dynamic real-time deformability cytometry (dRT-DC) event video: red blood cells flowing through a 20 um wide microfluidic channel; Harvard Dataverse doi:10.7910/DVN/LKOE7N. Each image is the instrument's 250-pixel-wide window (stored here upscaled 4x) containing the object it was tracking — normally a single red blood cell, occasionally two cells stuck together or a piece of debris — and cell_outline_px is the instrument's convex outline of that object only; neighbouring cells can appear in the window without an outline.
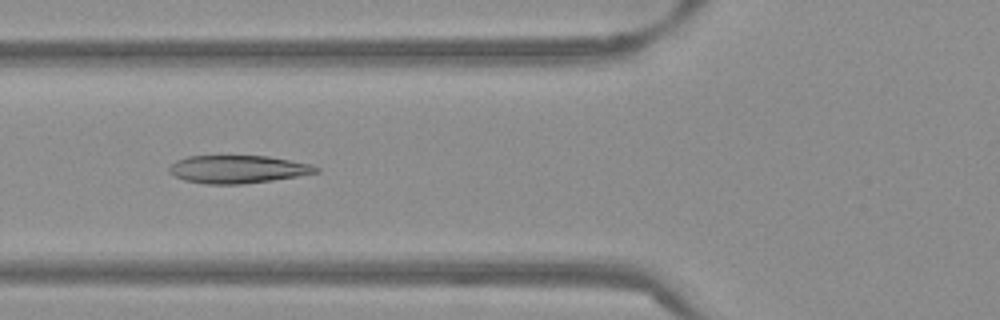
{"species": "Egyptian fruit bat (a non-hibernating species)", "species_latin": "Rousettus aegyptiacus", "temperature_condition": "warm", "stored_images_in_passage": 53, "camera_frame_rate_fps": 3000, "um_per_image_px": 0.085, "frame": {"image": 1, "passage_image": 20, "time_ms": 6.333, "image_size_px": [1000, 320], "cell_outline_px": [[320, 172], [272, 180], [244, 184], [204, 184], [184, 180], [168, 172], [168, 168], [176, 160], [188, 156], [268, 156], [312, 164], [320, 168]], "centroid_in_image_um": [20.21, 14.38], "position_along_channel_um": 105.6, "area_um2": 23.87}}
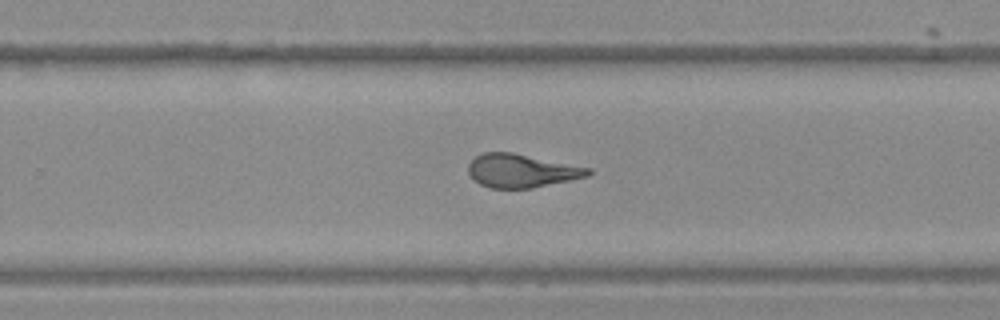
{"frame": {"image": 2, "passage_image": 34, "time_ms": 11.0, "image_size_px": [1000, 320], "cell_outline_px": [[592, 172], [588, 176], [572, 180], [532, 188], [488, 188], [480, 184], [468, 172], [468, 164], [476, 156], [484, 152], [512, 152], [592, 168]], "centroid_in_image_um": [44.35, 14.51], "position_along_channel_um": 285.4, "area_um2": 23.35}}
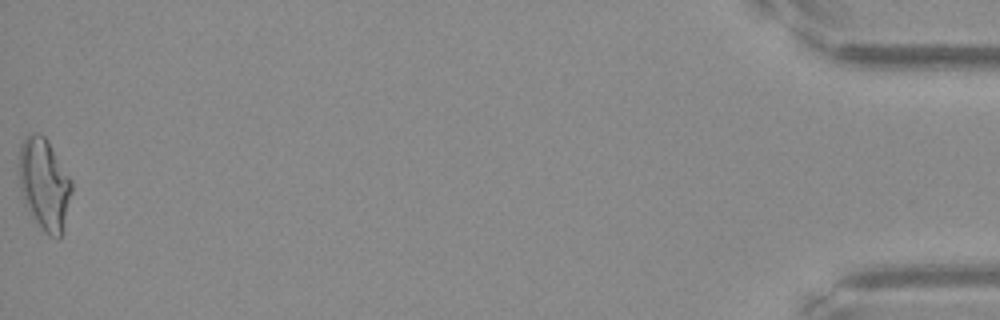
{"frame": {"image": 3, "passage_image": 53, "time_ms": 17.333, "image_size_px": [1000, 320], "cell_outline_px": [[72, 192], [60, 236], [56, 240], [48, 236], [44, 232], [28, 212], [24, 204], [20, 188], [20, 144], [32, 132], [36, 132], [44, 136], [48, 140], [72, 180]], "centroid_in_image_um": [3.77, 15.67], "position_along_channel_um": 431.4, "area_um2": 28.03}, "authors_computed_cell_mechanics": {"area_um2": 24.7962, "velocity_mm_per_s": 3.8515, "shape_relaxation_time_tau1_ms": 8.8895, "shape_relaxation_time_tau2_ms": 1.4422, "deformation_change_tau1": 0.2565, "deformation_change_tau2": 0.1053}}